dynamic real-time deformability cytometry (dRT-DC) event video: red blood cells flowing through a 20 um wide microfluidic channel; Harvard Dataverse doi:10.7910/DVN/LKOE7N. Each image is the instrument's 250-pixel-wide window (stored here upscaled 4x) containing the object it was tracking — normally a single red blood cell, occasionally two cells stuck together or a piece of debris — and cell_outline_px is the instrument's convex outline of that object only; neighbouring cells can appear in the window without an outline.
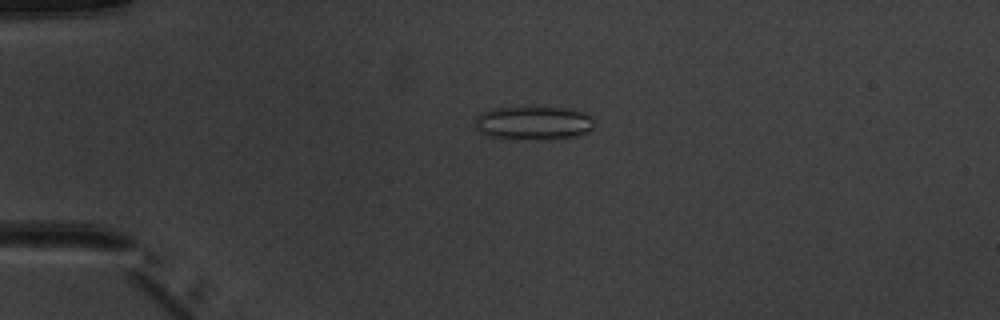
{"species": "common noctule bat (a hibernating species)", "species_latin": "Nyctalus noctula", "temperature_condition": "warm", "stored_images_in_passage": 5, "camera_frame_rate_fps": 3000, "um_per_image_px": 0.085, "animal": {"sex": "male", "body_mass_g": 20.1, "forearm_length_mm": 53.5}, "frame": {"image": 1, "passage_image": 4, "time_ms": 3.667, "image_size_px": [1000, 320], "cell_outline_px": [[592, 128], [588, 132], [576, 136], [536, 140], [516, 140], [488, 136], [480, 132], [476, 128], [476, 116], [480, 112], [492, 108], [568, 108], [592, 116]], "centroid_in_image_um": [45.3, 10.47], "position_along_channel_um": 39.7, "area_um2": 23.35}}